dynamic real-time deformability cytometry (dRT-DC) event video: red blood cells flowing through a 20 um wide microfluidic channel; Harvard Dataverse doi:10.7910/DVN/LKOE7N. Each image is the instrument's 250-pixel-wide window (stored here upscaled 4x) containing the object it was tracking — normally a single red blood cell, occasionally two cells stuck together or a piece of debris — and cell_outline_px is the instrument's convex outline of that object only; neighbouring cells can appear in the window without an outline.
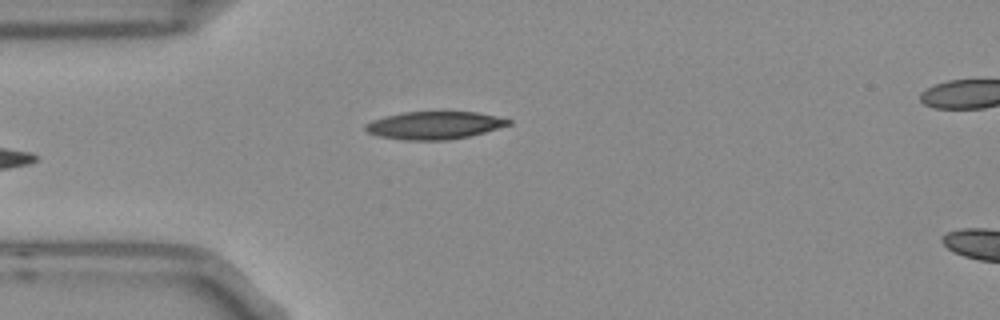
{"species": "Egyptian fruit bat (a non-hibernating species)", "species_latin": "Rousettus aegyptiacus", "temperature_condition": "room temperature", "stored_images_in_passage": 4, "camera_frame_rate_fps": 3000, "um_per_image_px": 0.085, "frame": {"image": 1, "passage_image": 4, "time_ms": 1.0, "image_size_px": [1000, 320], "cell_outline_px": [[512, 124], [484, 132], [468, 136], [448, 140], [404, 140], [380, 136], [368, 132], [364, 128], [364, 124], [372, 120], [384, 116], [404, 112], [476, 112], [496, 116], [512, 120]], "centroid_in_image_um": [36.91, 10.65], "position_along_channel_um": 48.1, "area_um2": 23.0}}